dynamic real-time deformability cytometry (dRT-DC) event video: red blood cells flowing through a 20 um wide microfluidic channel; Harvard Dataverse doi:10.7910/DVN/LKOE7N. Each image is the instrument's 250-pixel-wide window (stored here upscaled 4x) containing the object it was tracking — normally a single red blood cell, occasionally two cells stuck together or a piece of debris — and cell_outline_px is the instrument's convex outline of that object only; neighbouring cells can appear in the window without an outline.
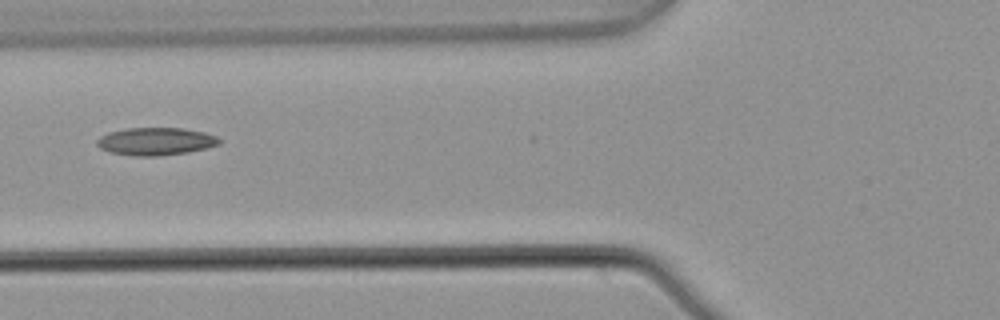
{"species": "common noctule bat (a hibernating species)", "species_latin": "Nyctalus noctula", "temperature_condition": "warm", "stored_images_in_passage": 7, "camera_frame_rate_fps": 3000, "um_per_image_px": 0.085, "animal": {"sex": "male", "body_mass_g": 21.5, "forearm_length_mm": 52.0}, "frame": {"image": 1, "passage_image": 6, "time_ms": 1.667, "image_size_px": [1000, 320], "cell_outline_px": [[220, 144], [208, 148], [188, 152], [160, 156], [132, 156], [112, 152], [100, 148], [96, 144], [96, 140], [100, 136], [108, 132], [128, 128], [184, 128], [204, 132], [216, 136], [220, 140]], "centroid_in_image_um": [13.24, 12.02], "position_along_channel_um": 112.6, "area_um2": 19.83}}